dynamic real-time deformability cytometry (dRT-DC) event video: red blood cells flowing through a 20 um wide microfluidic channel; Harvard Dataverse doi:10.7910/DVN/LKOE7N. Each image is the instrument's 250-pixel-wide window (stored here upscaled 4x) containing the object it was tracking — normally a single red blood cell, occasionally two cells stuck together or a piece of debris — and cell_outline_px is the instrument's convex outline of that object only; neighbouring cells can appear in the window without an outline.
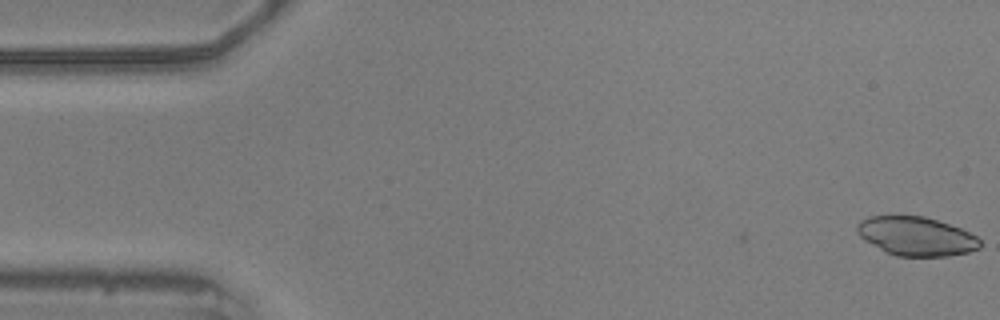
{"species": "common noctule bat (a hibernating species)", "species_latin": "Nyctalus noctula", "temperature_condition": "warm", "stored_images_in_passage": 3, "camera_frame_rate_fps": 3000, "um_per_image_px": 0.085, "animal": {"sex": "male", "body_mass_g": 20.5, "forearm_length_mm": 52.5}, "frame": {"image": 1, "passage_image": 3, "time_ms": 0.667, "image_size_px": [1000, 320], "cell_outline_px": [[980, 248], [968, 252], [948, 256], [896, 256], [884, 252], [864, 240], [856, 232], [856, 224], [860, 220], [868, 216], [924, 216], [960, 228], [976, 236], [980, 240]], "centroid_in_image_um": [77.83, 20.08], "position_along_channel_um": 7.2, "area_um2": 27.92}}